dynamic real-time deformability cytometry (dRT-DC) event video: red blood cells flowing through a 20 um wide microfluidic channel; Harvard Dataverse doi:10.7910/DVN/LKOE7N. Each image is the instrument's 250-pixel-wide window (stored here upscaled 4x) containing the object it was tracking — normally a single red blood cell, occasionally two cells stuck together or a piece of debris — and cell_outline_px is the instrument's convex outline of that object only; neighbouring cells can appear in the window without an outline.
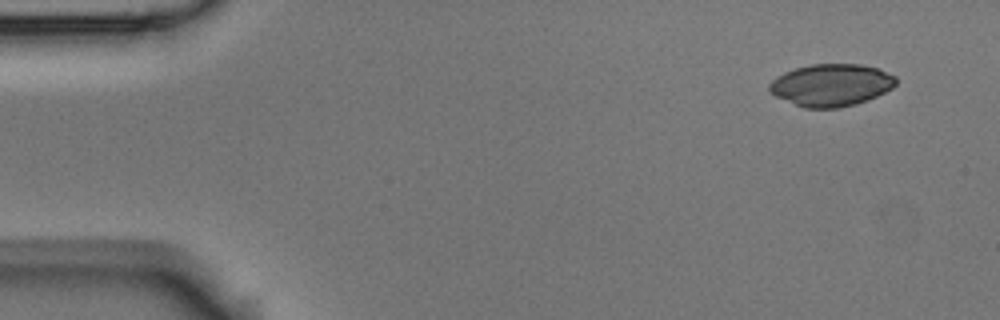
{"species": "Egyptian fruit bat (a non-hibernating species)", "species_latin": "Rousettus aegyptiacus", "temperature_condition": "room temperature", "stored_images_in_passage": 5, "segment_of_instrument_passage": [1, 2], "camera_frame_rate_fps": 3000, "um_per_image_px": 0.085, "animal": {"sex": "male"}, "frame": {"image": 1, "passage_image": 1, "time_ms": 0.0, "image_size_px": [1000, 320], "cell_outline_px": [[896, 84], [892, 88], [868, 100], [856, 104], [836, 108], [804, 108], [776, 96], [768, 88], [768, 84], [776, 76], [784, 72], [796, 68], [812, 64], [860, 64], [880, 68], [896, 76]], "centroid_in_image_um": [70.67, 7.22], "position_along_channel_um": 14.3, "area_um2": 31.21}}
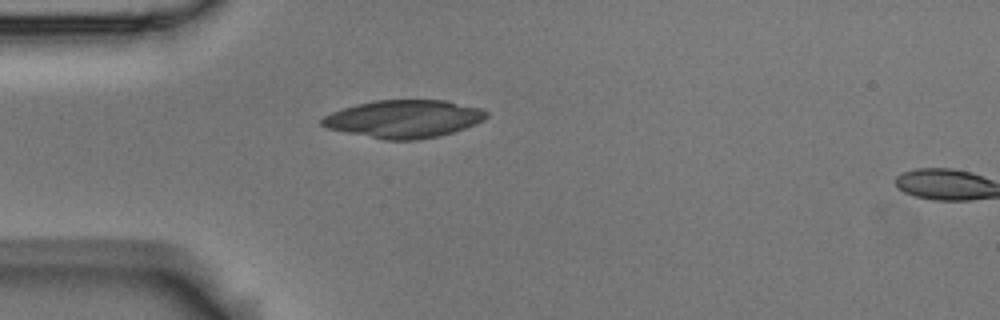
{"frame": {"image": 2, "passage_image": 4, "time_ms": 1.0, "image_size_px": [1000, 320], "cell_outline_px": [[488, 116], [484, 120], [476, 124], [440, 136], [420, 140], [384, 140], [328, 128], [320, 124], [320, 120], [324, 116], [332, 112], [356, 104], [376, 100], [444, 100], [484, 108], [488, 112]], "centroid_in_image_um": [34.38, 10.1], "position_along_channel_um": 50.6, "area_um2": 36.3}}